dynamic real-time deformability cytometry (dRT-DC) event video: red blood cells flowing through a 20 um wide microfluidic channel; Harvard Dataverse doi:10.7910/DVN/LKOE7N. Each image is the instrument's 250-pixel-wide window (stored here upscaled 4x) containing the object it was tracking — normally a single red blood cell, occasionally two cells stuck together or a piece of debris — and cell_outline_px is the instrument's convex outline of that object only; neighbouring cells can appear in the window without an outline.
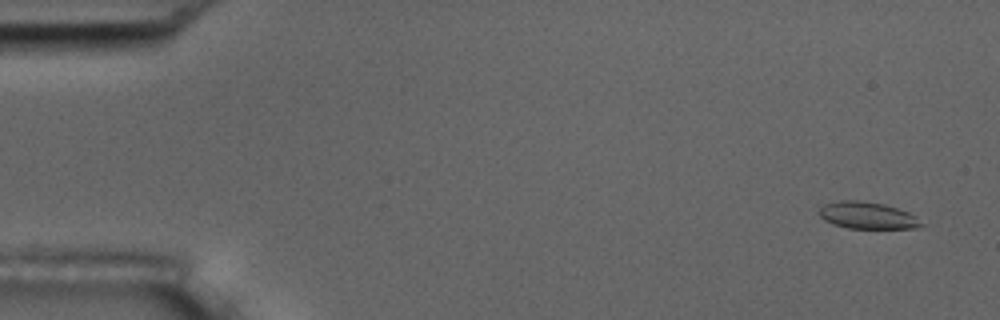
{"species": "common noctule bat (a hibernating species)", "species_latin": "Nyctalus noctula", "temperature_condition": "room temperature", "stored_images_in_passage": 5, "camera_frame_rate_fps": 3000, "um_per_image_px": 0.085, "animal": {"sex": "male", "body_mass_g": 17.5, "forearm_length_mm": 52.3}, "frame": {"image": 1, "passage_image": 1, "time_ms": 0.0, "image_size_px": [1000, 320], "cell_outline_px": [[924, 224], [920, 228], [848, 228], [832, 224], [824, 220], [816, 212], [824, 204], [840, 200], [860, 200], [884, 204], [908, 212], [916, 216]], "centroid_in_image_um": [73.71, 18.31], "position_along_channel_um": 11.3, "area_um2": 16.13}}
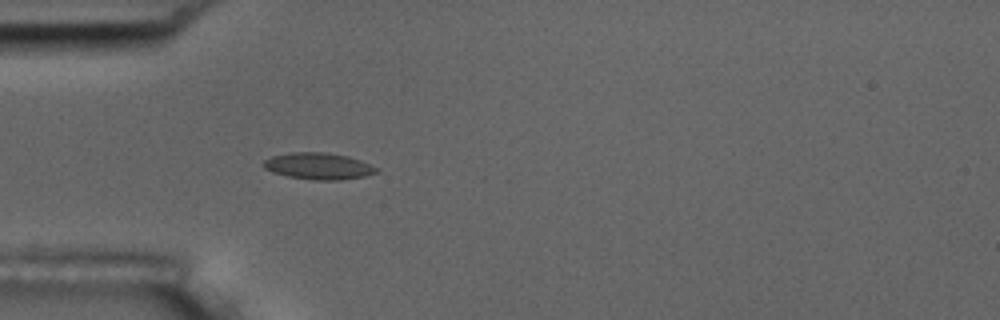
{"frame": {"image": 2, "passage_image": 5, "time_ms": 4.667, "image_size_px": [1000, 320], "cell_outline_px": [[380, 168], [376, 172], [364, 176], [340, 180], [312, 180], [288, 176], [272, 172], [264, 168], [264, 160], [272, 156], [292, 152], [324, 152], [348, 156], [360, 160]], "centroid_in_image_um": [27.08, 14.12], "position_along_channel_um": 57.9, "area_um2": 17.46}}